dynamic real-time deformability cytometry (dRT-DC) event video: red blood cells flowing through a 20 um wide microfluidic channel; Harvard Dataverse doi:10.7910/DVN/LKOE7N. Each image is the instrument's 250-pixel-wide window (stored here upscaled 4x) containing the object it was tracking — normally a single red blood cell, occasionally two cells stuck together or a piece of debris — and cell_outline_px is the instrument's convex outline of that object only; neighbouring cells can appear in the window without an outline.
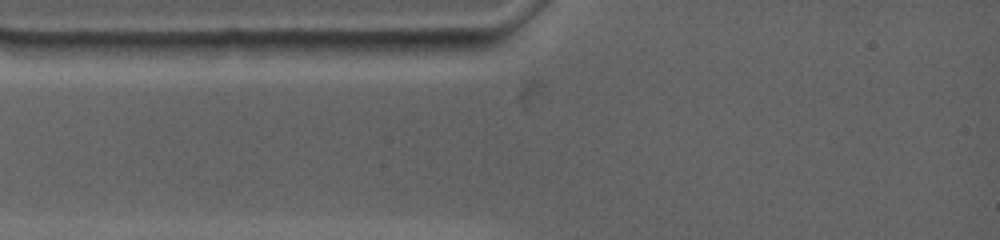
{"species": "common noctule bat (a hibernating species)", "species_latin": "Nyctalus noctula", "temperature_condition": "warm", "stored_images_in_passage": 2, "camera_frame_rate_fps": 4500, "um_per_image_px": 0.085, "animal": {"sex": "female", "body_mass_g": 19.0, "forearm_length_mm": 53.3}, "frame": {"image": 1, "passage_image": 1, "time_ms": 0.0, "image_size_px": [1000, 240], "cell_outline_px": [[496, 44], [488, 48], [448, 56], [392, 52], [372, 40], [488, 40]], "centroid_in_image_um": [36.97, 3.95], "position_along_channel_um": 48.0, "area_um2": 10.23}}